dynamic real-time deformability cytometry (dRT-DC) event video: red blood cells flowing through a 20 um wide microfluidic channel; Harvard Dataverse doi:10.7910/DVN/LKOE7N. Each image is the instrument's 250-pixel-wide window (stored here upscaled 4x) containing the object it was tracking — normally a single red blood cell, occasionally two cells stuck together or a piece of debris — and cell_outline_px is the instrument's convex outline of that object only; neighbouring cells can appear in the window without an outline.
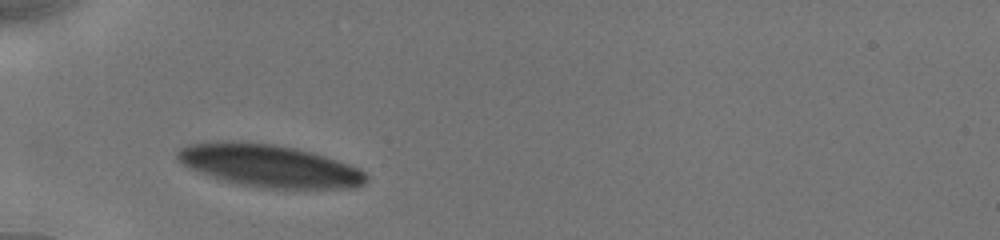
{"species": "human", "species_latin": "Homo sapiens", "temperature_condition": "cold", "stored_images_in_passage": 7, "camera_frame_rate_fps": 3000, "um_per_image_px": 0.085, "donor": {"sex": "male"}, "frame": {"image": 1, "passage_image": 1, "time_ms": 0.0, "image_size_px": [1000, 240], "cell_outline_px": [[368, 180], [364, 184], [356, 188], [260, 188], [220, 180], [208, 176], [188, 168], [180, 164], [176, 156], [176, 152], [180, 148], [188, 144], [228, 140], [272, 144], [312, 152], [360, 168], [368, 176]], "centroid_in_image_um": [22.84, 14.09], "position_along_channel_um": 62.2, "area_um2": 46.93}}
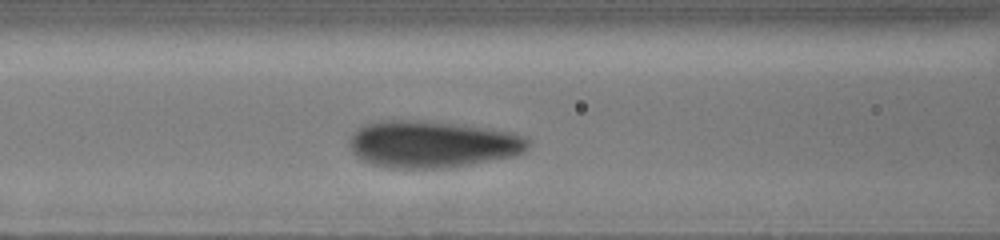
{"frame": {"image": 2, "passage_image": 5, "time_ms": 2.0, "image_size_px": [1000, 240], "cell_outline_px": [[532, 144], [524, 152], [516, 156], [448, 168], [392, 168], [372, 164], [356, 156], [352, 152], [348, 144], [348, 140], [352, 132], [364, 124], [380, 120], [408, 120], [452, 124], [488, 128], [512, 132], [524, 136]], "centroid_in_image_um": [36.74, 12.26], "position_along_channel_um": 129.9, "area_um2": 49.01}}
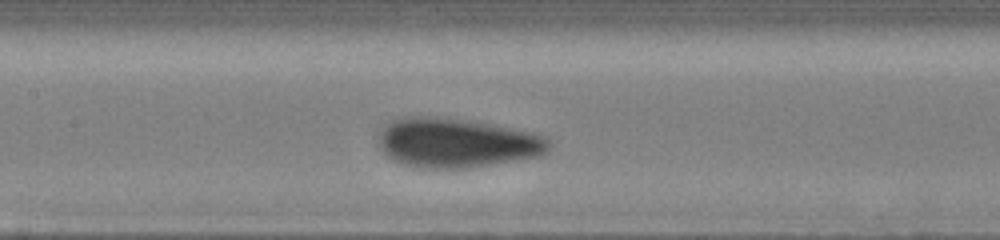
{"frame": {"image": 3, "passage_image": 7, "time_ms": 3.0, "image_size_px": [1000, 240], "cell_outline_px": [[548, 148], [540, 156], [472, 168], [420, 168], [404, 164], [392, 160], [376, 144], [376, 132], [384, 124], [392, 120], [404, 116], [436, 116], [492, 124], [528, 132], [540, 136], [548, 140]], "centroid_in_image_um": [38.68, 12.14], "position_along_channel_um": 168.7, "area_um2": 49.36}}